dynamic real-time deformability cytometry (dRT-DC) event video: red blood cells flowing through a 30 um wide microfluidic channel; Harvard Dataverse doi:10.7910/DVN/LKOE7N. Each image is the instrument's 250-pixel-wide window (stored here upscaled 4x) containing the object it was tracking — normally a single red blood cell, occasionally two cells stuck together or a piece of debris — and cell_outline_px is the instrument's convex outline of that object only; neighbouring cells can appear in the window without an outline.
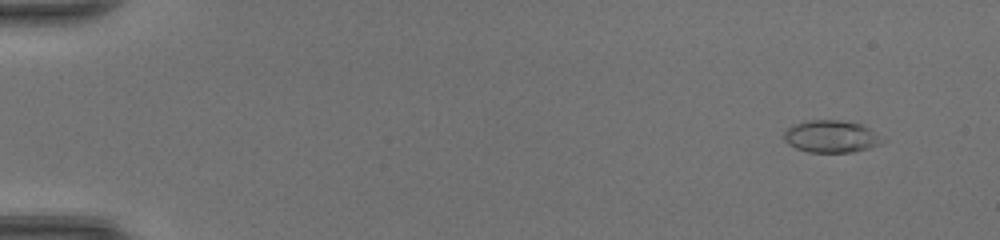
{"species": "common noctule bat (a hibernating species)", "species_latin": "Nyctalus noctula", "temperature_condition": "room temperature", "stored_images_in_passage": 49, "camera_frame_rate_fps": 3000, "um_per_image_px": 0.085, "animal": {"sex": "female", "body_mass_g": 20.0, "forearm_length_mm": 54.0}, "frame": {"image": 1, "passage_image": 5, "time_ms": 1.333, "image_size_px": [1000, 240], "cell_outline_px": [[888, 140], [880, 144], [868, 148], [852, 152], [808, 152], [796, 148], [788, 144], [784, 140], [784, 132], [792, 124], [808, 120], [840, 120], [860, 124], [868, 128]], "centroid_in_image_um": [70.65, 11.6], "position_along_channel_um": 14.3, "area_um2": 18.55}}
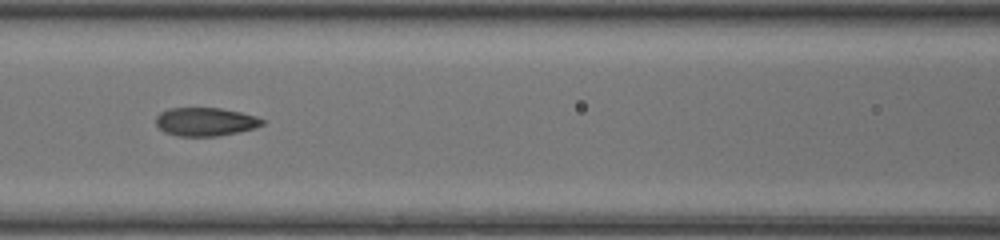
{"frame": {"image": 2, "passage_image": 24, "time_ms": 7.667, "image_size_px": [1000, 240], "cell_outline_px": [[268, 120], [264, 124], [256, 128], [216, 136], [176, 136], [164, 132], [156, 124], [156, 116], [160, 112], [168, 108], [220, 108], [240, 112], [256, 116]], "centroid_in_image_um": [17.48, 10.34], "position_along_channel_um": 149.1, "area_um2": 17.74}}
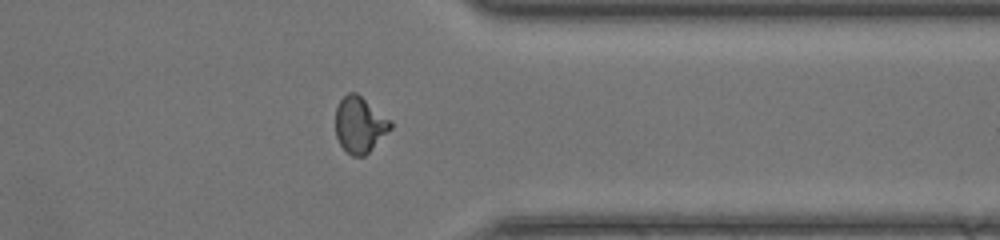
{"frame": {"image": 3, "passage_image": 40, "time_ms": 13.0, "image_size_px": [1000, 240], "cell_outline_px": [[392, 128], [364, 156], [352, 156], [340, 144], [336, 136], [336, 108], [340, 100], [348, 92], [356, 92], [392, 120]], "centroid_in_image_um": [30.58, 10.58], "position_along_channel_um": 380.8, "area_um2": 17.86}, "authors_computed_cell_mechanics": {"area_um2": 17.8602, "velocity_mm_per_s": 4.4303, "shape_relaxation_time_tau1_ms": null, "shape_relaxation_time_tau2_ms": 0.7686, "deformation_change_tau1": null, "deformation_change_tau2": 0.074}}